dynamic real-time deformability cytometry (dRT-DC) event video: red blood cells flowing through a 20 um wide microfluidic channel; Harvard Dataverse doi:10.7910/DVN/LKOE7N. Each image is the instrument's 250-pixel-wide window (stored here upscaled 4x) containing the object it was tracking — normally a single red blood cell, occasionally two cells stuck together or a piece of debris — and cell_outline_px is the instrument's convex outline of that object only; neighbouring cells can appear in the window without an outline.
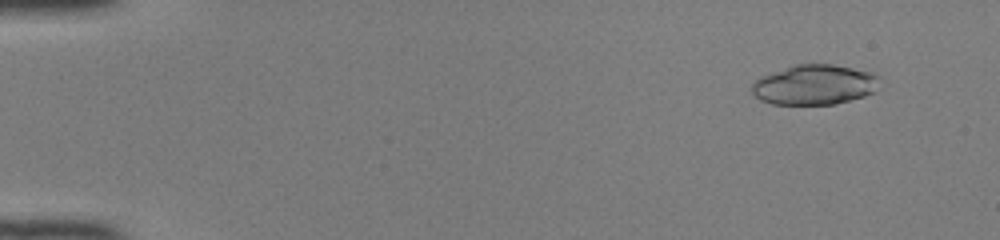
{"species": "common noctule bat (a hibernating species)", "species_latin": "Nyctalus noctula", "temperature_condition": "room temperature", "stored_images_in_passage": 49, "camera_frame_rate_fps": 3000, "um_per_image_px": 0.085, "animal": {"sex": "female", "body_mass_g": 22.0, "forearm_length_mm": 56.7}, "frame": {"image": 1, "passage_image": 4, "time_ms": 1.0, "image_size_px": [1000, 240], "cell_outline_px": [[880, 76], [876, 92], [864, 96], [832, 104], [772, 104], [760, 100], [752, 92], [752, 84], [760, 76], [796, 64], [832, 64], [852, 68], [868, 72]], "centroid_in_image_um": [69.23, 7.2], "position_along_channel_um": 15.8, "area_um2": 29.65}}